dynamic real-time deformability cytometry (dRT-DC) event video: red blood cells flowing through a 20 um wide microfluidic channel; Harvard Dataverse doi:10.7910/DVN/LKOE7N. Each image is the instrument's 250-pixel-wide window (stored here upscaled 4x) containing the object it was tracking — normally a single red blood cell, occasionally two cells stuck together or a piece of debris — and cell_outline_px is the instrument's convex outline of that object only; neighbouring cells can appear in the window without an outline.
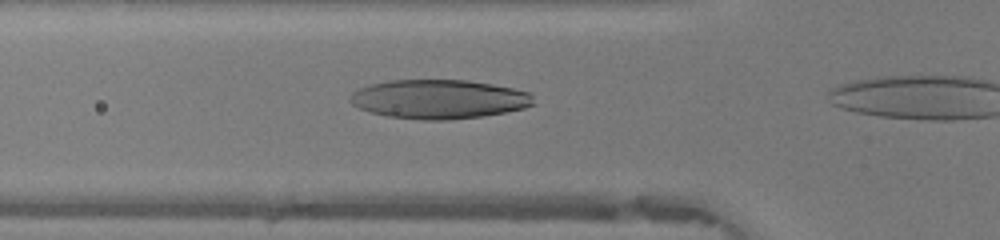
{"species": "human", "species_latin": "Homo sapiens", "temperature_condition": "warm", "stored_images_in_passage": 6, "camera_frame_rate_fps": 3000, "um_per_image_px": 0.085, "donor": {"sex": "female"}, "frame": {"image": 1, "passage_image": 2, "time_ms": 0.333, "image_size_px": [1000, 240], "cell_outline_px": [[536, 104], [524, 108], [504, 112], [480, 116], [444, 120], [424, 120], [388, 116], [372, 112], [360, 108], [352, 104], [348, 100], [348, 96], [352, 92], [360, 88], [372, 84], [388, 80], [468, 80], [492, 84], [512, 88], [528, 92], [532, 96]], "centroid_in_image_um": [37.29, 8.42], "position_along_channel_um": 88.5, "area_um2": 41.62}}
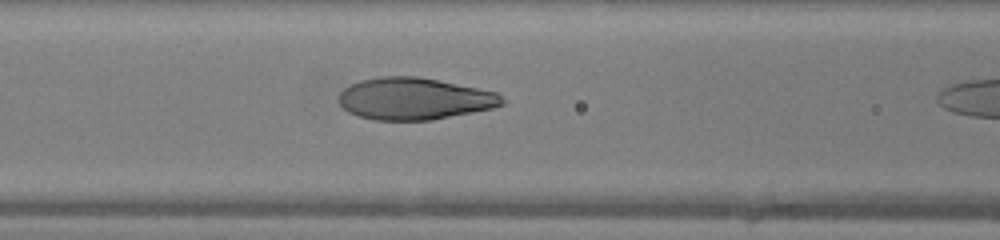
{"frame": {"image": 2, "passage_image": 5, "time_ms": 1.333, "image_size_px": [1000, 240], "cell_outline_px": [[508, 100], [504, 104], [492, 108], [432, 120], [376, 120], [360, 116], [348, 112], [340, 104], [340, 92], [344, 88], [360, 80], [380, 76], [420, 76], [496, 92]], "centroid_in_image_um": [35.24, 8.38], "position_along_channel_um": 131.4, "area_um2": 39.88}}